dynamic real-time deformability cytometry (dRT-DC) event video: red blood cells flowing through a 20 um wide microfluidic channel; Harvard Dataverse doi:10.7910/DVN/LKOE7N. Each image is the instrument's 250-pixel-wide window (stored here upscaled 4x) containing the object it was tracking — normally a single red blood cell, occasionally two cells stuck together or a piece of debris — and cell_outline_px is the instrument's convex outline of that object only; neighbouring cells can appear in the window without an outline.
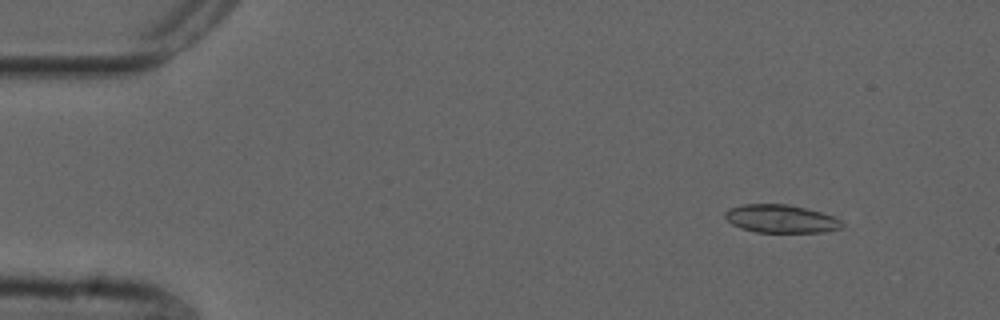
{"species": "common noctule bat (a hibernating species)", "species_latin": "Nyctalus noctula", "temperature_condition": "cold", "stored_images_in_passage": 54, "camera_frame_rate_fps": 3000, "um_per_image_px": 0.085, "animal": {"sex": "male", "forearm_length_mm": 52.5}, "frame": {"image": 1, "passage_image": 6, "time_ms": 1.667, "image_size_px": [1000, 320], "cell_outline_px": [[844, 224], [840, 228], [824, 232], [756, 232], [740, 228], [732, 224], [724, 216], [724, 212], [732, 208], [744, 204], [788, 204], [836, 216]], "centroid_in_image_um": [66.39, 18.6], "position_along_channel_um": 18.6, "area_um2": 19.07}}
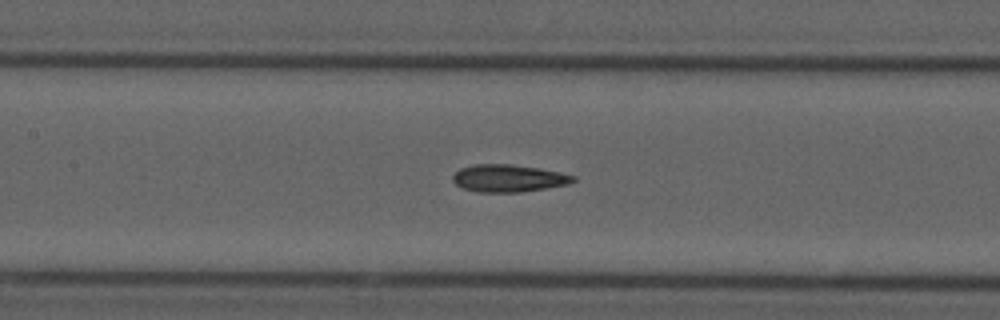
{"frame": {"image": 2, "passage_image": 25, "time_ms": 8.0, "image_size_px": [1000, 320], "cell_outline_px": [[576, 180], [568, 184], [520, 192], [476, 192], [460, 188], [452, 180], [452, 176], [460, 168], [476, 164], [512, 164], [560, 172], [576, 176]], "centroid_in_image_um": [43.18, 15.15], "position_along_channel_um": 164.2, "area_um2": 19.19}}
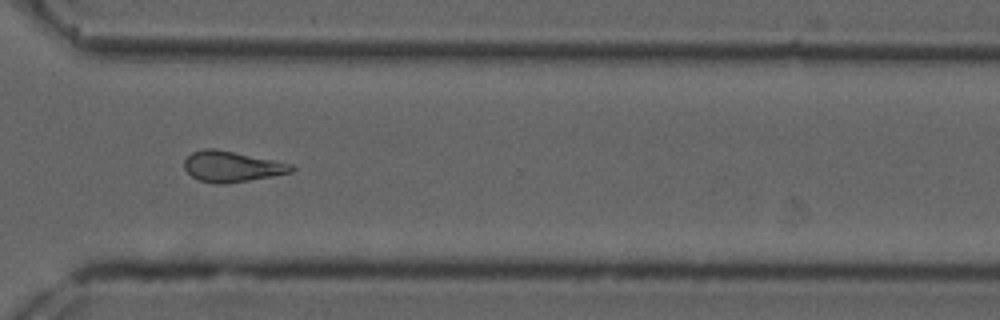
{"frame": {"image": 3, "passage_image": 40, "time_ms": 13.0, "image_size_px": [1000, 320], "cell_outline_px": [[296, 168], [292, 172], [272, 176], [224, 184], [216, 184], [200, 180], [192, 176], [184, 168], [184, 160], [192, 152], [204, 148], [216, 148], [292, 164]], "centroid_in_image_um": [19.69, 14.15], "position_along_channel_um": 350.9, "area_um2": 19.07}}